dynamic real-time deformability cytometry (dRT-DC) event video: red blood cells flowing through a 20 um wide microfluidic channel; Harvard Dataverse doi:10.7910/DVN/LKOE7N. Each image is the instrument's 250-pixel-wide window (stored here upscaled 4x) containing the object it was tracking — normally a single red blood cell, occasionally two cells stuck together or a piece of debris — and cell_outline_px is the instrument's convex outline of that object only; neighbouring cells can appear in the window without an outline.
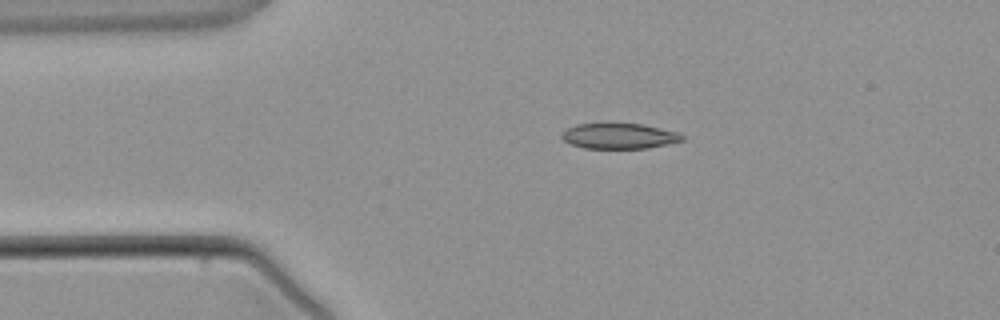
{"species": "common noctule bat (a hibernating species)", "species_latin": "Nyctalus noctula", "temperature_condition": "warm", "stored_images_in_passage": 5, "camera_frame_rate_fps": 3000, "um_per_image_px": 0.085, "animal": {"sex": "male", "body_mass_g": 21.5, "forearm_length_mm": 52.0}, "frame": {"image": 1, "passage_image": 5, "time_ms": 4.667, "image_size_px": [1000, 320], "cell_outline_px": [[684, 140], [668, 144], [648, 148], [584, 148], [572, 144], [564, 140], [560, 136], [560, 132], [576, 124], [604, 120], [608, 120], [644, 124], [680, 132], [684, 136]], "centroid_in_image_um": [52.61, 11.5], "position_along_channel_um": 32.4, "area_um2": 18.96}}